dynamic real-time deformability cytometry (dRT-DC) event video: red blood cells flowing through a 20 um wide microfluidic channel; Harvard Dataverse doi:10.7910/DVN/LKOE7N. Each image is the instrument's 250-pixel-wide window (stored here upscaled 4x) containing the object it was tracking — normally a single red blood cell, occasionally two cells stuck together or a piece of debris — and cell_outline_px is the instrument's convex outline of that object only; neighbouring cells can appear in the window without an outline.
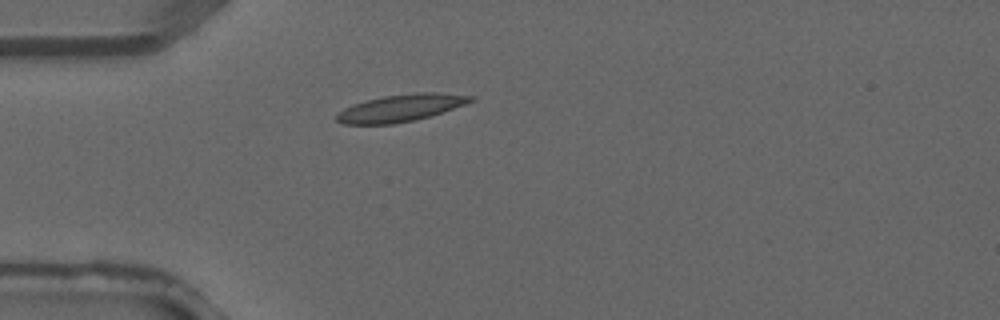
{"species": "common noctule bat (a hibernating species)", "species_latin": "Nyctalus noctula", "temperature_condition": "warm", "stored_images_in_passage": 2, "camera_frame_rate_fps": 3000, "um_per_image_px": 0.085, "animal": {"sex": "male", "forearm_length_mm": 52.5}, "frame": {"image": 1, "passage_image": 2, "time_ms": 0.333, "image_size_px": [1000, 320], "cell_outline_px": [[476, 100], [416, 120], [392, 124], [344, 124], [336, 120], [336, 116], [344, 108], [352, 104], [384, 96], [416, 92], [436, 92], [476, 96]], "centroid_in_image_um": [34.07, 9.17], "position_along_channel_um": 50.9, "area_um2": 20.98}}